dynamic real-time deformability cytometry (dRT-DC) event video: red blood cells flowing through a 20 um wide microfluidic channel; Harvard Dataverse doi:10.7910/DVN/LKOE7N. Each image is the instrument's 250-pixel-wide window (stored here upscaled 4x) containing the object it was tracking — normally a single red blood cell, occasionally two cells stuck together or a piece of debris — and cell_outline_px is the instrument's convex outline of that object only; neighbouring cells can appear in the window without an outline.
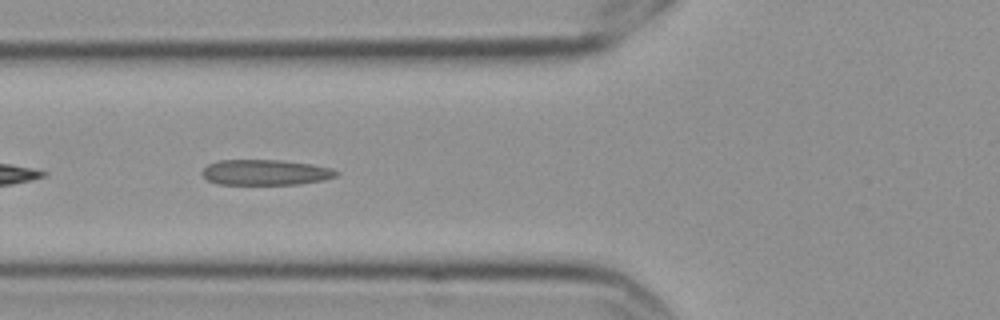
{"species": "Egyptian fruit bat (a non-hibernating species)", "species_latin": "Rousettus aegyptiacus", "temperature_condition": "cold", "stored_images_in_passage": 7, "camera_frame_rate_fps": 3000, "um_per_image_px": 0.085, "frame": {"image": 1, "passage_image": 6, "time_ms": 1.667, "image_size_px": [1000, 320], "cell_outline_px": [[340, 172], [336, 176], [324, 180], [300, 184], [220, 184], [208, 180], [200, 172], [208, 164], [220, 160], [280, 160], [308, 164], [328, 168]], "centroid_in_image_um": [22.54, 14.65], "position_along_channel_um": 103.3, "area_um2": 19.71}}
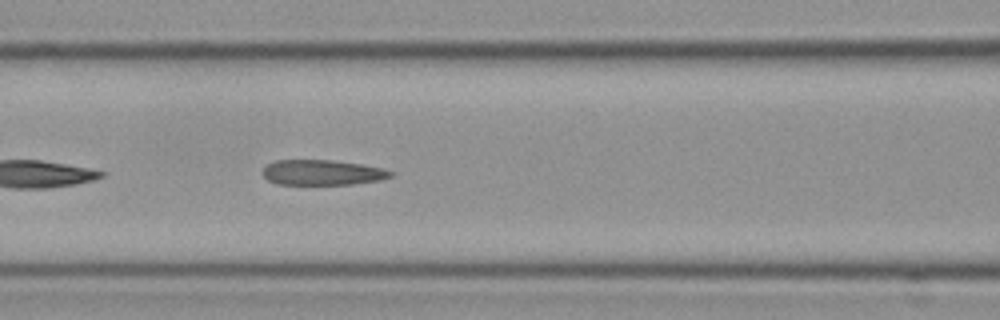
{"frame": {"image": 2, "passage_image": 7, "time_ms": 2.0, "image_size_px": [1000, 320], "cell_outline_px": [[392, 176], [380, 180], [352, 184], [276, 184], [268, 180], [264, 176], [264, 168], [268, 164], [276, 160], [332, 160], [360, 164], [384, 168], [392, 172]], "centroid_in_image_um": [27.41, 14.66], "position_along_channel_um": 139.2, "area_um2": 18.67}}